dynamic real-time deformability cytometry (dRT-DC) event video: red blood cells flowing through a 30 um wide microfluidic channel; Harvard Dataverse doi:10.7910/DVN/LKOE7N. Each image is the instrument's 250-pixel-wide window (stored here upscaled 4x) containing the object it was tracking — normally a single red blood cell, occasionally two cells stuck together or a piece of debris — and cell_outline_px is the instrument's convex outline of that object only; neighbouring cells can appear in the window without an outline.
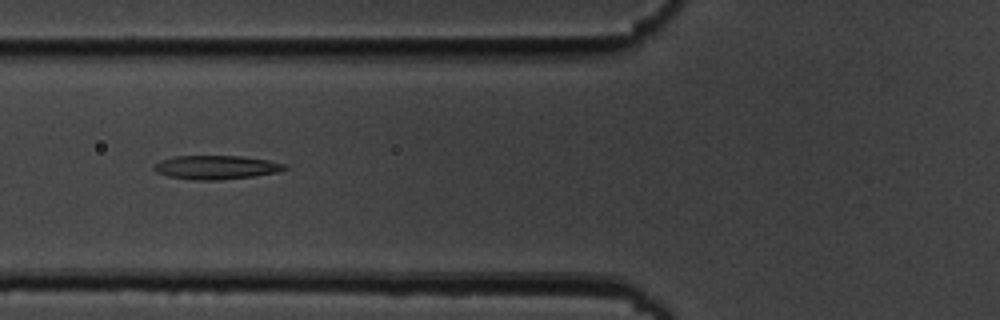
{"species": "common noctule bat (a hibernating species)", "species_latin": "Nyctalus noctula", "temperature_condition": "cold", "stored_images_in_passage": 54, "camera_frame_rate_fps": 3000, "um_per_image_px": 0.085, "animal": {"sex": "male", "body_mass_g": 19.5, "forearm_length_mm": 54.6}, "frame": {"image": 1, "passage_image": 20, "time_ms": 6.333, "image_size_px": [1000, 320], "cell_outline_px": [[288, 168], [280, 172], [252, 176], [220, 180], [196, 180], [168, 176], [156, 172], [152, 168], [160, 160], [176, 156], [240, 156], [268, 160], [288, 164]], "centroid_in_image_um": [18.41, 14.22], "position_along_channel_um": 107.4, "area_um2": 18.15}}
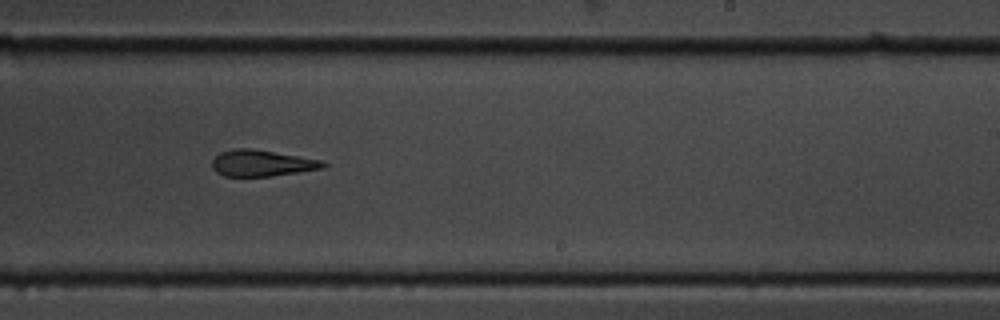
{"frame": {"image": 2, "passage_image": 33, "time_ms": 10.667, "image_size_px": [1000, 320], "cell_outline_px": [[328, 164], [324, 168], [272, 176], [224, 176], [216, 172], [212, 168], [212, 160], [220, 152], [232, 148], [252, 148], [324, 160]], "centroid_in_image_um": [22.27, 13.86], "position_along_channel_um": 266.7, "area_um2": 17.22}}
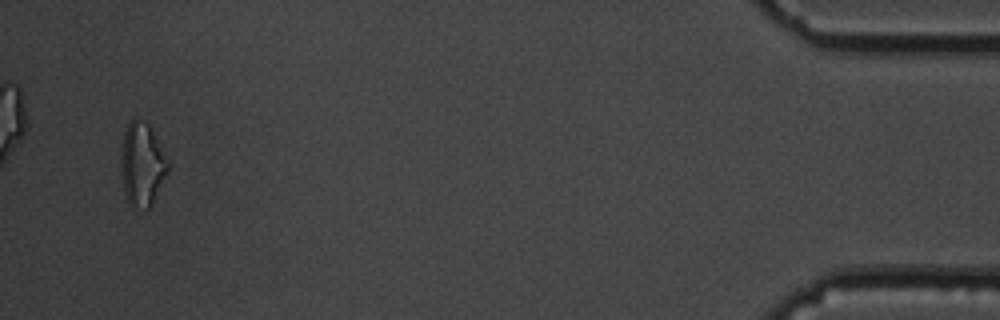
{"frame": {"image": 3, "passage_image": 52, "time_ms": 17.0, "image_size_px": [1000, 320], "cell_outline_px": [[168, 172], [152, 204], [148, 208], [136, 212], [128, 204], [124, 192], [120, 164], [120, 156], [124, 132], [128, 124], [136, 116], [144, 120], [152, 128], [168, 160]], "centroid_in_image_um": [12.06, 14.0], "position_along_channel_um": 423.1, "area_um2": 23.35}, "authors_computed_cell_mechanics": {"area_um2": 18.0625, "velocity_mm_per_s": 3.6839, "shape_relaxation_time_tau1_ms": null, "shape_relaxation_time_tau2_ms": 4.2143, "deformation_change_tau1": null, "deformation_change_tau2": 0.1546}}